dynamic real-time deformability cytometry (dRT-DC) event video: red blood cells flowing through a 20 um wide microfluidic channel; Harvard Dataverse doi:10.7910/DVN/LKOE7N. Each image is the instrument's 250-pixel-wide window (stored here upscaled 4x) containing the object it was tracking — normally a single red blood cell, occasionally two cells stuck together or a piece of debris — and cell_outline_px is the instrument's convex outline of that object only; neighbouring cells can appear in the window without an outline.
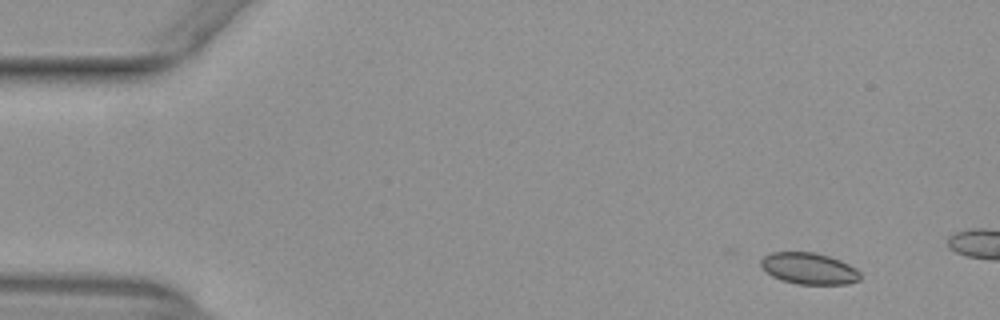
{"species": "common noctule bat (a hibernating species)", "species_latin": "Nyctalus noctula", "temperature_condition": "warm", "stored_images_in_passage": 9, "camera_frame_rate_fps": 3000, "um_per_image_px": 0.085, "animal": {"sex": "female", "body_mass_g": 29.2, "forearm_length_mm": 56.3}, "frame": {"image": 1, "passage_image": 1, "time_ms": 0.0, "image_size_px": [1000, 320], "cell_outline_px": [[860, 280], [848, 284], [796, 284], [780, 280], [772, 276], [760, 268], [760, 260], [764, 256], [772, 252], [816, 252], [840, 260], [856, 268], [860, 272]], "centroid_in_image_um": [68.74, 22.83], "position_along_channel_um": 16.3, "area_um2": 18.44}}